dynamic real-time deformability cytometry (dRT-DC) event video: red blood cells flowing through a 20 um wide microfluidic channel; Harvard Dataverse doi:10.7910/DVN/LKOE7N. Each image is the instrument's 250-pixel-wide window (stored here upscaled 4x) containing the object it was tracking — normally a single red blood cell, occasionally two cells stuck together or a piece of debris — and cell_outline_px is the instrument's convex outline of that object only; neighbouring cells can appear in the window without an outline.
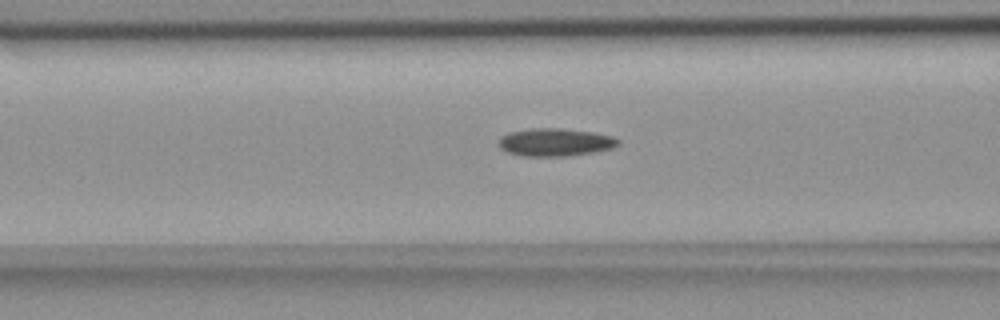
{"species": "common noctule bat (a hibernating species)", "species_latin": "Nyctalus noctula", "temperature_condition": "room temperature", "stored_images_in_passage": 38, "camera_frame_rate_fps": 3000, "um_per_image_px": 0.085, "animal": {"sex": "female", "body_mass_g": 18.4}, "frame": {"image": 1, "passage_image": 5, "time_ms": 1.333, "image_size_px": [1000, 320], "cell_outline_px": [[620, 144], [612, 148], [592, 152], [564, 156], [520, 156], [508, 152], [500, 148], [500, 136], [508, 132], [532, 128], [560, 128], [592, 132], [612, 136], [620, 140]], "centroid_in_image_um": [47.18, 12.08], "position_along_channel_um": 119.4, "area_um2": 19.31}}
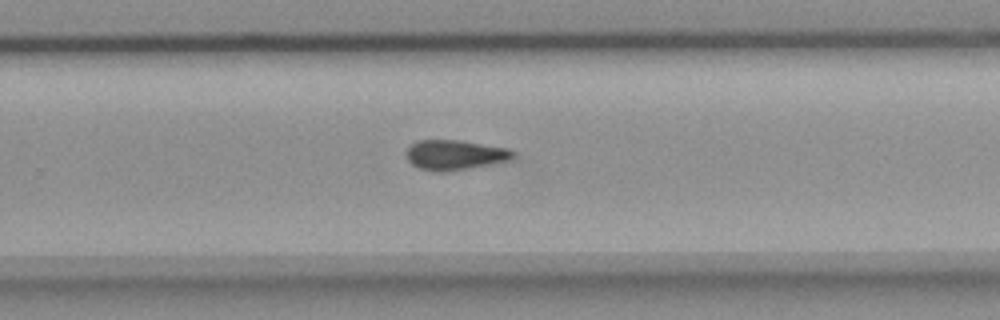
{"frame": {"image": 2, "passage_image": 19, "time_ms": 6.0, "image_size_px": [1000, 320], "cell_outline_px": [[516, 156], [504, 160], [488, 164], [444, 172], [440, 172], [420, 168], [412, 164], [404, 156], [404, 152], [416, 140], [460, 140], [512, 148], [516, 152]], "centroid_in_image_um": [38.65, 13.14], "position_along_channel_um": 291.2, "area_um2": 18.61}}
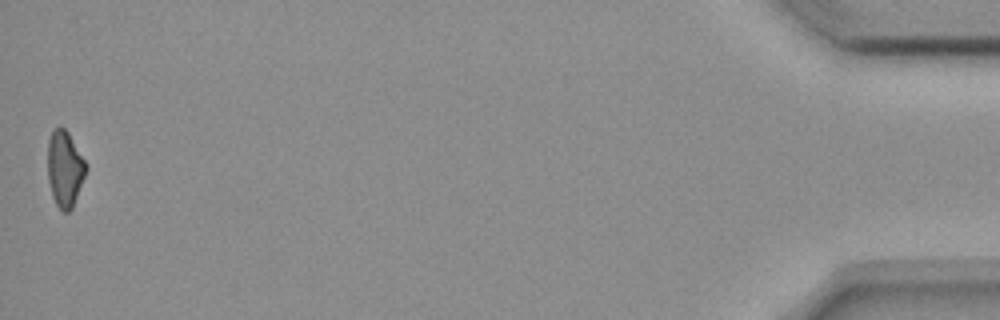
{"frame": {"image": 3, "passage_image": 38, "time_ms": 12.333, "image_size_px": [1000, 320], "cell_outline_px": [[88, 168], [72, 208], [68, 212], [64, 212], [56, 204], [52, 196], [48, 180], [48, 140], [52, 128], [64, 128], [68, 132], [88, 164]], "centroid_in_image_um": [5.51, 14.33], "position_along_channel_um": 429.7, "area_um2": 17.05}, "authors_computed_cell_mechanics": {"area_um2": 18.2359, "velocity_mm_per_s": 3.6952, "shape_relaxation_time_tau1_ms": null, "shape_relaxation_time_tau2_ms": 11.0293, "deformation_change_tau1": null, "deformation_change_tau2": 0.1958}}